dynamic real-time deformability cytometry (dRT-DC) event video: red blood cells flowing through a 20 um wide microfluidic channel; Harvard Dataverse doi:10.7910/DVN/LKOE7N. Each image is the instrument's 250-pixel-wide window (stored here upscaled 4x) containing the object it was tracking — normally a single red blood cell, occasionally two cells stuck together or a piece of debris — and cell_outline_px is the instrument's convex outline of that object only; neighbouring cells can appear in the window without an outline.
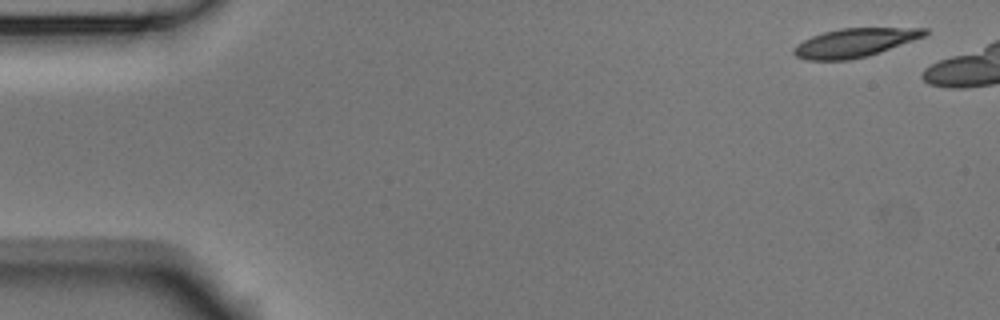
{"species": "Egyptian fruit bat (a non-hibernating species)", "species_latin": "Rousettus aegyptiacus", "temperature_condition": "room temperature", "stored_images_in_passage": 7, "camera_frame_rate_fps": 3000, "um_per_image_px": 0.085, "animal": {"sex": "male"}, "frame": {"image": 1, "passage_image": 1, "time_ms": 0.0, "image_size_px": [1000, 320], "cell_outline_px": [[928, 32], [924, 36], [880, 52], [848, 60], [808, 60], [796, 56], [792, 52], [792, 48], [796, 44], [812, 36], [824, 32], [840, 28], [928, 28]], "centroid_in_image_um": [72.61, 3.62], "position_along_channel_um": 12.4, "area_um2": 21.68}}
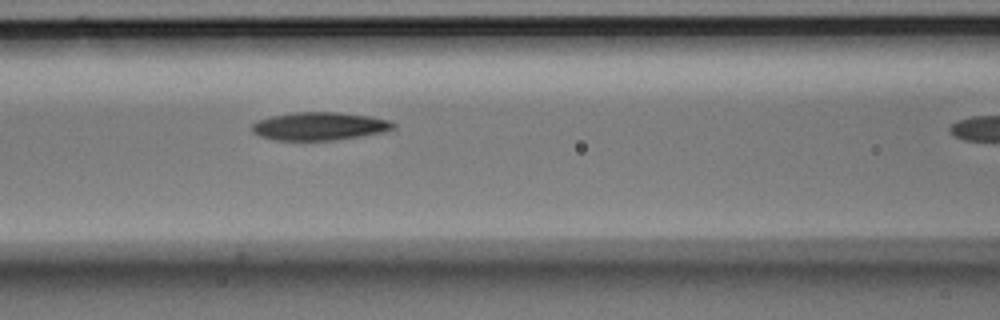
{"frame": {"image": 2, "passage_image": 6, "time_ms": 1.667, "image_size_px": [1000, 320], "cell_outline_px": [[396, 128], [380, 132], [332, 140], [276, 140], [260, 136], [252, 132], [252, 124], [256, 120], [272, 116], [292, 112], [336, 112], [368, 116], [388, 120], [396, 124]], "centroid_in_image_um": [27.09, 10.72], "position_along_channel_um": 139.5, "area_um2": 22.83}}